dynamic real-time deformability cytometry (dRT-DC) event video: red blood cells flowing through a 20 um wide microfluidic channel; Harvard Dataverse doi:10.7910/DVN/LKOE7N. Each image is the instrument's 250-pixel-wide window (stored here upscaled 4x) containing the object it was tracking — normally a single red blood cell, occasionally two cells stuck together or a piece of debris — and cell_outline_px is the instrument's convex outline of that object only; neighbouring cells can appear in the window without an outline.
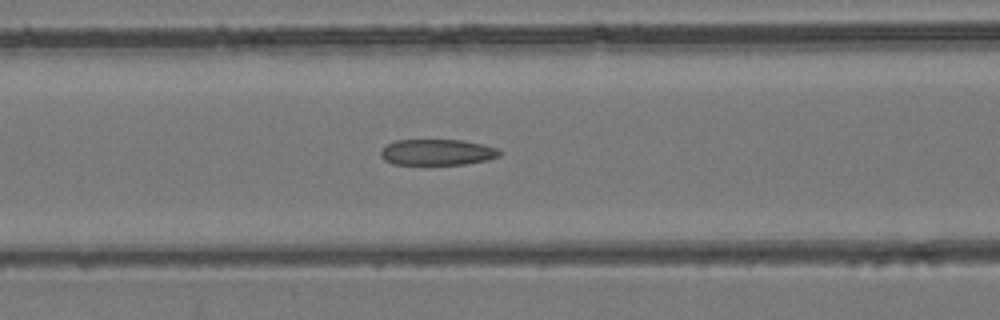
{"species": "common noctule bat (a hibernating species)", "species_latin": "Nyctalus noctula", "temperature_condition": "room temperature", "stored_images_in_passage": 47, "camera_frame_rate_fps": 3000, "um_per_image_px": 0.085, "animal": {"sex": "female", "body_mass_g": 24.6, "forearm_length_mm": 56.2}, "frame": {"image": 1, "passage_image": 20, "time_ms": 6.333, "image_size_px": [1000, 320], "cell_outline_px": [[500, 156], [488, 160], [464, 164], [392, 164], [384, 160], [380, 156], [380, 152], [388, 144], [396, 140], [460, 140], [480, 144], [496, 148], [500, 152]], "centroid_in_image_um": [37.14, 12.94], "position_along_channel_um": 129.5, "area_um2": 17.8}}
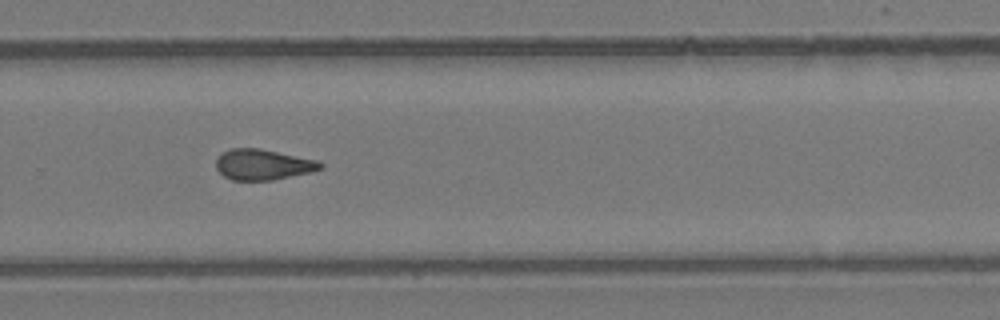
{"frame": {"image": 2, "passage_image": 32, "time_ms": 10.333, "image_size_px": [1000, 320], "cell_outline_px": [[324, 168], [312, 172], [272, 180], [232, 180], [224, 176], [216, 168], [216, 160], [224, 152], [232, 148], [260, 148], [320, 160], [324, 164]], "centroid_in_image_um": [22.42, 13.98], "position_along_channel_um": 307.4, "area_um2": 18.79}}
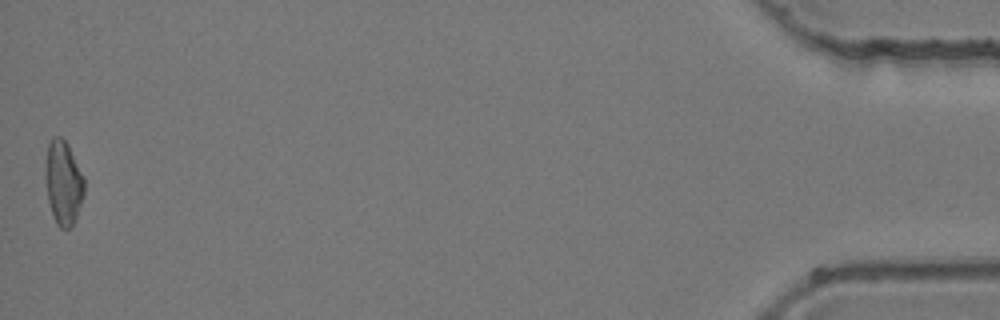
{"frame": {"image": 3, "passage_image": 47, "time_ms": 15.333, "image_size_px": [1000, 320], "cell_outline_px": [[84, 192], [76, 216], [72, 224], [68, 228], [60, 228], [56, 224], [52, 216], [48, 200], [44, 176], [48, 144], [52, 136], [60, 136], [68, 144], [84, 176]], "centroid_in_image_um": [5.36, 15.5], "position_along_channel_um": 429.8, "area_um2": 19.07}}